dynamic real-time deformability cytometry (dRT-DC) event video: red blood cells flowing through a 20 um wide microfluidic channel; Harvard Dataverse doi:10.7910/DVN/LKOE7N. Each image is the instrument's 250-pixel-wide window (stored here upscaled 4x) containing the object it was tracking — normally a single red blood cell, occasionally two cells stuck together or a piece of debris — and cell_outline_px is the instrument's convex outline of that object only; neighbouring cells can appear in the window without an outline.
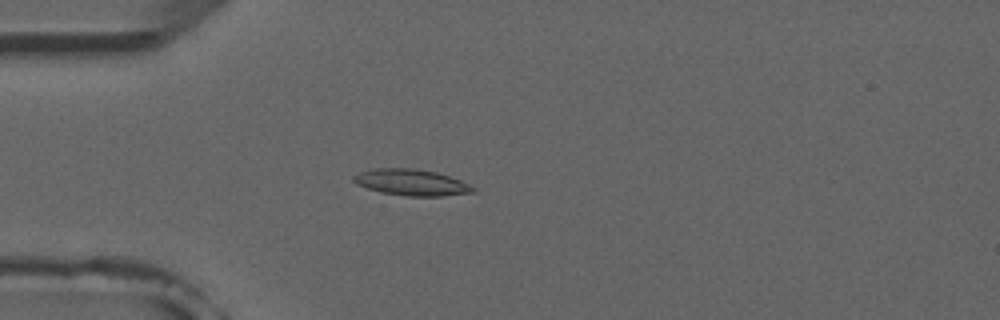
{"species": "common noctule bat (a hibernating species)", "species_latin": "Nyctalus noctula", "temperature_condition": "room temperature", "stored_images_in_passage": 5, "camera_frame_rate_fps": 3000, "um_per_image_px": 0.085, "animal": {"sex": "male", "forearm_length_mm": 52.5}, "frame": {"image": 1, "passage_image": 5, "time_ms": 4.667, "image_size_px": [1000, 320], "cell_outline_px": [[476, 192], [440, 196], [404, 196], [380, 192], [356, 184], [352, 180], [352, 176], [360, 172], [372, 168], [412, 168], [436, 172], [460, 180], [476, 188]], "centroid_in_image_um": [34.94, 15.5], "position_along_channel_um": 50.1, "area_um2": 18.32}}